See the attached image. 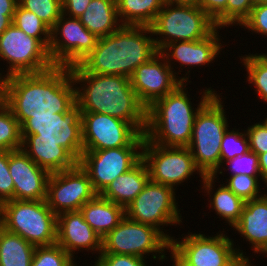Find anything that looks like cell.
Masks as SVG:
<instances>
[{"label":"cell","mask_w":267,"mask_h":266,"mask_svg":"<svg viewBox=\"0 0 267 266\" xmlns=\"http://www.w3.org/2000/svg\"><path fill=\"white\" fill-rule=\"evenodd\" d=\"M5 104L21 125L32 116H56L76 104L70 67L54 66L36 74L7 77Z\"/></svg>","instance_id":"1"},{"label":"cell","mask_w":267,"mask_h":266,"mask_svg":"<svg viewBox=\"0 0 267 266\" xmlns=\"http://www.w3.org/2000/svg\"><path fill=\"white\" fill-rule=\"evenodd\" d=\"M81 112L102 113L129 122L140 134L147 124V108L140 102L130 78L86 72L79 64L70 67ZM79 86V87H78Z\"/></svg>","instance_id":"2"},{"label":"cell","mask_w":267,"mask_h":266,"mask_svg":"<svg viewBox=\"0 0 267 266\" xmlns=\"http://www.w3.org/2000/svg\"><path fill=\"white\" fill-rule=\"evenodd\" d=\"M152 36L149 26L122 25L98 38L96 47L79 65L89 73L130 78L139 65L159 52Z\"/></svg>","instance_id":"3"},{"label":"cell","mask_w":267,"mask_h":266,"mask_svg":"<svg viewBox=\"0 0 267 266\" xmlns=\"http://www.w3.org/2000/svg\"><path fill=\"white\" fill-rule=\"evenodd\" d=\"M180 84L173 92L156 100L147 108L145 139L161 146L188 147L195 118L199 110L217 93L206 87L197 108L192 106V98L185 86Z\"/></svg>","instance_id":"4"},{"label":"cell","mask_w":267,"mask_h":266,"mask_svg":"<svg viewBox=\"0 0 267 266\" xmlns=\"http://www.w3.org/2000/svg\"><path fill=\"white\" fill-rule=\"evenodd\" d=\"M187 234L181 235L183 240L175 236L171 240L172 266H253L249 255L234 245L224 229L215 236L190 231Z\"/></svg>","instance_id":"5"},{"label":"cell","mask_w":267,"mask_h":266,"mask_svg":"<svg viewBox=\"0 0 267 266\" xmlns=\"http://www.w3.org/2000/svg\"><path fill=\"white\" fill-rule=\"evenodd\" d=\"M150 27L158 51L168 43L205 39L218 28L197 3L178 1H165Z\"/></svg>","instance_id":"6"},{"label":"cell","mask_w":267,"mask_h":266,"mask_svg":"<svg viewBox=\"0 0 267 266\" xmlns=\"http://www.w3.org/2000/svg\"><path fill=\"white\" fill-rule=\"evenodd\" d=\"M220 94L216 93L197 113L188 145L196 167L204 176H213L221 167V142L229 128Z\"/></svg>","instance_id":"7"},{"label":"cell","mask_w":267,"mask_h":266,"mask_svg":"<svg viewBox=\"0 0 267 266\" xmlns=\"http://www.w3.org/2000/svg\"><path fill=\"white\" fill-rule=\"evenodd\" d=\"M0 226L34 246L57 242V215L46 200H8L0 204Z\"/></svg>","instance_id":"8"},{"label":"cell","mask_w":267,"mask_h":266,"mask_svg":"<svg viewBox=\"0 0 267 266\" xmlns=\"http://www.w3.org/2000/svg\"><path fill=\"white\" fill-rule=\"evenodd\" d=\"M171 241L157 228L139 223L125 216L122 221L102 239V252L146 258L149 253L157 261H164L165 250ZM153 255V256H152ZM159 256V257H158Z\"/></svg>","instance_id":"9"},{"label":"cell","mask_w":267,"mask_h":266,"mask_svg":"<svg viewBox=\"0 0 267 266\" xmlns=\"http://www.w3.org/2000/svg\"><path fill=\"white\" fill-rule=\"evenodd\" d=\"M22 141H55L78 161L83 153L81 109L75 104L56 116H32L21 125Z\"/></svg>","instance_id":"10"},{"label":"cell","mask_w":267,"mask_h":266,"mask_svg":"<svg viewBox=\"0 0 267 266\" xmlns=\"http://www.w3.org/2000/svg\"><path fill=\"white\" fill-rule=\"evenodd\" d=\"M176 196L173 188L149 179L142 192L125 208V214L133 221L157 228L171 241L173 236L163 227L180 226L183 220Z\"/></svg>","instance_id":"11"},{"label":"cell","mask_w":267,"mask_h":266,"mask_svg":"<svg viewBox=\"0 0 267 266\" xmlns=\"http://www.w3.org/2000/svg\"><path fill=\"white\" fill-rule=\"evenodd\" d=\"M144 134H139L128 146L84 151L78 161L87 172L95 192L100 195L119 175L133 168L142 159Z\"/></svg>","instance_id":"12"},{"label":"cell","mask_w":267,"mask_h":266,"mask_svg":"<svg viewBox=\"0 0 267 266\" xmlns=\"http://www.w3.org/2000/svg\"><path fill=\"white\" fill-rule=\"evenodd\" d=\"M1 60L9 64L6 77L42 73L55 66L48 49L37 38L27 35L13 23L0 35Z\"/></svg>","instance_id":"13"},{"label":"cell","mask_w":267,"mask_h":266,"mask_svg":"<svg viewBox=\"0 0 267 266\" xmlns=\"http://www.w3.org/2000/svg\"><path fill=\"white\" fill-rule=\"evenodd\" d=\"M142 159L147 165L151 181L173 188L199 174L192 153L188 147L161 146L145 139L142 148ZM176 186V187H175Z\"/></svg>","instance_id":"14"},{"label":"cell","mask_w":267,"mask_h":266,"mask_svg":"<svg viewBox=\"0 0 267 266\" xmlns=\"http://www.w3.org/2000/svg\"><path fill=\"white\" fill-rule=\"evenodd\" d=\"M97 41L98 38L80 22L79 18L62 13L50 29V59L55 66L77 65L93 51Z\"/></svg>","instance_id":"15"},{"label":"cell","mask_w":267,"mask_h":266,"mask_svg":"<svg viewBox=\"0 0 267 266\" xmlns=\"http://www.w3.org/2000/svg\"><path fill=\"white\" fill-rule=\"evenodd\" d=\"M97 195L87 172L79 163L71 169L50 174L48 179L46 202L56 215L79 211Z\"/></svg>","instance_id":"16"},{"label":"cell","mask_w":267,"mask_h":266,"mask_svg":"<svg viewBox=\"0 0 267 266\" xmlns=\"http://www.w3.org/2000/svg\"><path fill=\"white\" fill-rule=\"evenodd\" d=\"M83 152L128 146L140 133L129 123L102 113L81 112Z\"/></svg>","instance_id":"17"},{"label":"cell","mask_w":267,"mask_h":266,"mask_svg":"<svg viewBox=\"0 0 267 266\" xmlns=\"http://www.w3.org/2000/svg\"><path fill=\"white\" fill-rule=\"evenodd\" d=\"M130 82L146 108L182 84L160 52L139 65L130 77Z\"/></svg>","instance_id":"18"},{"label":"cell","mask_w":267,"mask_h":266,"mask_svg":"<svg viewBox=\"0 0 267 266\" xmlns=\"http://www.w3.org/2000/svg\"><path fill=\"white\" fill-rule=\"evenodd\" d=\"M218 29L222 30V28H217L205 39L196 41H176L168 43L159 51L166 59L167 64L172 68L176 77L182 83L191 82V80L189 81L191 69L187 70L186 74L181 73L183 72V70H179L177 72L174 70L175 66L172 65L174 64V62L172 61H175V64H180L178 69H182V66L183 68H186L187 66L188 68H193L197 66H208L209 64H211V62L213 63L215 58L219 57V55H222L220 52L224 49V44L220 42L222 39L219 35L220 32ZM179 73L184 76H177L179 75Z\"/></svg>","instance_id":"19"},{"label":"cell","mask_w":267,"mask_h":266,"mask_svg":"<svg viewBox=\"0 0 267 266\" xmlns=\"http://www.w3.org/2000/svg\"><path fill=\"white\" fill-rule=\"evenodd\" d=\"M8 167L14 182V200H46L49 172L22 149L8 151Z\"/></svg>","instance_id":"20"},{"label":"cell","mask_w":267,"mask_h":266,"mask_svg":"<svg viewBox=\"0 0 267 266\" xmlns=\"http://www.w3.org/2000/svg\"><path fill=\"white\" fill-rule=\"evenodd\" d=\"M73 259L75 252L90 251L100 255L102 239L84 220L79 211H67L57 215V242ZM94 252V253H93Z\"/></svg>","instance_id":"21"},{"label":"cell","mask_w":267,"mask_h":266,"mask_svg":"<svg viewBox=\"0 0 267 266\" xmlns=\"http://www.w3.org/2000/svg\"><path fill=\"white\" fill-rule=\"evenodd\" d=\"M233 230L251 244V250L263 255L267 252V192L245 202L239 221Z\"/></svg>","instance_id":"22"},{"label":"cell","mask_w":267,"mask_h":266,"mask_svg":"<svg viewBox=\"0 0 267 266\" xmlns=\"http://www.w3.org/2000/svg\"><path fill=\"white\" fill-rule=\"evenodd\" d=\"M149 179L147 165L141 159L133 168L112 181L100 196L126 208L142 192Z\"/></svg>","instance_id":"23"},{"label":"cell","mask_w":267,"mask_h":266,"mask_svg":"<svg viewBox=\"0 0 267 266\" xmlns=\"http://www.w3.org/2000/svg\"><path fill=\"white\" fill-rule=\"evenodd\" d=\"M21 149L50 174L71 169L78 164V160L55 141H22Z\"/></svg>","instance_id":"24"},{"label":"cell","mask_w":267,"mask_h":266,"mask_svg":"<svg viewBox=\"0 0 267 266\" xmlns=\"http://www.w3.org/2000/svg\"><path fill=\"white\" fill-rule=\"evenodd\" d=\"M202 192H207L206 196L209 195L207 198L208 200L207 206L212 208L216 212V215L221 219H224L225 222L230 226L233 227L240 219L241 213L245 206V201L242 200L240 197L236 196L224 183L218 186L215 190V180L214 176H204L201 180ZM213 194V195H212Z\"/></svg>","instance_id":"25"},{"label":"cell","mask_w":267,"mask_h":266,"mask_svg":"<svg viewBox=\"0 0 267 266\" xmlns=\"http://www.w3.org/2000/svg\"><path fill=\"white\" fill-rule=\"evenodd\" d=\"M80 212L84 220L103 239L126 216L125 208L97 195L86 202Z\"/></svg>","instance_id":"26"},{"label":"cell","mask_w":267,"mask_h":266,"mask_svg":"<svg viewBox=\"0 0 267 266\" xmlns=\"http://www.w3.org/2000/svg\"><path fill=\"white\" fill-rule=\"evenodd\" d=\"M78 18L97 38L106 37L122 26L116 0H91Z\"/></svg>","instance_id":"27"},{"label":"cell","mask_w":267,"mask_h":266,"mask_svg":"<svg viewBox=\"0 0 267 266\" xmlns=\"http://www.w3.org/2000/svg\"><path fill=\"white\" fill-rule=\"evenodd\" d=\"M166 0H116L122 25L151 26Z\"/></svg>","instance_id":"28"},{"label":"cell","mask_w":267,"mask_h":266,"mask_svg":"<svg viewBox=\"0 0 267 266\" xmlns=\"http://www.w3.org/2000/svg\"><path fill=\"white\" fill-rule=\"evenodd\" d=\"M36 246L0 226V266H31Z\"/></svg>","instance_id":"29"},{"label":"cell","mask_w":267,"mask_h":266,"mask_svg":"<svg viewBox=\"0 0 267 266\" xmlns=\"http://www.w3.org/2000/svg\"><path fill=\"white\" fill-rule=\"evenodd\" d=\"M241 57L240 62L247 71L246 82L252 84L256 88L254 89L255 94H258L261 101L267 103V54L249 53Z\"/></svg>","instance_id":"30"},{"label":"cell","mask_w":267,"mask_h":266,"mask_svg":"<svg viewBox=\"0 0 267 266\" xmlns=\"http://www.w3.org/2000/svg\"><path fill=\"white\" fill-rule=\"evenodd\" d=\"M12 23L27 35L37 38L47 49L50 44V28L34 13L16 6Z\"/></svg>","instance_id":"31"},{"label":"cell","mask_w":267,"mask_h":266,"mask_svg":"<svg viewBox=\"0 0 267 266\" xmlns=\"http://www.w3.org/2000/svg\"><path fill=\"white\" fill-rule=\"evenodd\" d=\"M21 148V126L10 108L4 104L0 108V151H12Z\"/></svg>","instance_id":"32"},{"label":"cell","mask_w":267,"mask_h":266,"mask_svg":"<svg viewBox=\"0 0 267 266\" xmlns=\"http://www.w3.org/2000/svg\"><path fill=\"white\" fill-rule=\"evenodd\" d=\"M73 259L57 243L49 246H36L31 266H76Z\"/></svg>","instance_id":"33"},{"label":"cell","mask_w":267,"mask_h":266,"mask_svg":"<svg viewBox=\"0 0 267 266\" xmlns=\"http://www.w3.org/2000/svg\"><path fill=\"white\" fill-rule=\"evenodd\" d=\"M224 183L236 196L242 200L250 201L262 197L265 193L259 187L261 176H250L246 174L229 175ZM261 191V192H260ZM262 193V194H261Z\"/></svg>","instance_id":"34"},{"label":"cell","mask_w":267,"mask_h":266,"mask_svg":"<svg viewBox=\"0 0 267 266\" xmlns=\"http://www.w3.org/2000/svg\"><path fill=\"white\" fill-rule=\"evenodd\" d=\"M236 129L235 127L232 130L228 128L223 135L220 151L221 166L224 162L250 151L249 140L245 130L244 132H239L240 129Z\"/></svg>","instance_id":"35"},{"label":"cell","mask_w":267,"mask_h":266,"mask_svg":"<svg viewBox=\"0 0 267 266\" xmlns=\"http://www.w3.org/2000/svg\"><path fill=\"white\" fill-rule=\"evenodd\" d=\"M18 3L36 14L50 29L62 14V0H18Z\"/></svg>","instance_id":"36"},{"label":"cell","mask_w":267,"mask_h":266,"mask_svg":"<svg viewBox=\"0 0 267 266\" xmlns=\"http://www.w3.org/2000/svg\"><path fill=\"white\" fill-rule=\"evenodd\" d=\"M223 165L228 166L224 168ZM228 170L231 171L230 175L246 174L250 176H261L259 156L252 151H248L246 154L241 156H236L235 158L224 162L213 176L216 180H218V175L220 174L223 176V174H225L224 172Z\"/></svg>","instance_id":"37"},{"label":"cell","mask_w":267,"mask_h":266,"mask_svg":"<svg viewBox=\"0 0 267 266\" xmlns=\"http://www.w3.org/2000/svg\"><path fill=\"white\" fill-rule=\"evenodd\" d=\"M252 8L251 0H227L226 27L236 25L240 27L243 21L250 15Z\"/></svg>","instance_id":"38"},{"label":"cell","mask_w":267,"mask_h":266,"mask_svg":"<svg viewBox=\"0 0 267 266\" xmlns=\"http://www.w3.org/2000/svg\"><path fill=\"white\" fill-rule=\"evenodd\" d=\"M265 118L261 123L254 122L245 130L249 140V149L258 156L267 152V117Z\"/></svg>","instance_id":"39"},{"label":"cell","mask_w":267,"mask_h":266,"mask_svg":"<svg viewBox=\"0 0 267 266\" xmlns=\"http://www.w3.org/2000/svg\"><path fill=\"white\" fill-rule=\"evenodd\" d=\"M246 28L251 34H260L267 37V4L258 5L252 8L250 15L240 25Z\"/></svg>","instance_id":"40"},{"label":"cell","mask_w":267,"mask_h":266,"mask_svg":"<svg viewBox=\"0 0 267 266\" xmlns=\"http://www.w3.org/2000/svg\"><path fill=\"white\" fill-rule=\"evenodd\" d=\"M146 258L113 253H100L93 266H149Z\"/></svg>","instance_id":"41"},{"label":"cell","mask_w":267,"mask_h":266,"mask_svg":"<svg viewBox=\"0 0 267 266\" xmlns=\"http://www.w3.org/2000/svg\"><path fill=\"white\" fill-rule=\"evenodd\" d=\"M14 199V182L8 167V151H0V204Z\"/></svg>","instance_id":"42"},{"label":"cell","mask_w":267,"mask_h":266,"mask_svg":"<svg viewBox=\"0 0 267 266\" xmlns=\"http://www.w3.org/2000/svg\"><path fill=\"white\" fill-rule=\"evenodd\" d=\"M196 3L215 22L218 28L226 27L227 0H198Z\"/></svg>","instance_id":"43"},{"label":"cell","mask_w":267,"mask_h":266,"mask_svg":"<svg viewBox=\"0 0 267 266\" xmlns=\"http://www.w3.org/2000/svg\"><path fill=\"white\" fill-rule=\"evenodd\" d=\"M91 0H62V13L70 17H80Z\"/></svg>","instance_id":"44"},{"label":"cell","mask_w":267,"mask_h":266,"mask_svg":"<svg viewBox=\"0 0 267 266\" xmlns=\"http://www.w3.org/2000/svg\"><path fill=\"white\" fill-rule=\"evenodd\" d=\"M15 12H0V35L12 24Z\"/></svg>","instance_id":"45"},{"label":"cell","mask_w":267,"mask_h":266,"mask_svg":"<svg viewBox=\"0 0 267 266\" xmlns=\"http://www.w3.org/2000/svg\"><path fill=\"white\" fill-rule=\"evenodd\" d=\"M259 167H260V174L261 180L264 183L263 187H267V152L262 153L259 155Z\"/></svg>","instance_id":"46"},{"label":"cell","mask_w":267,"mask_h":266,"mask_svg":"<svg viewBox=\"0 0 267 266\" xmlns=\"http://www.w3.org/2000/svg\"><path fill=\"white\" fill-rule=\"evenodd\" d=\"M18 0H0V12H15Z\"/></svg>","instance_id":"47"},{"label":"cell","mask_w":267,"mask_h":266,"mask_svg":"<svg viewBox=\"0 0 267 266\" xmlns=\"http://www.w3.org/2000/svg\"><path fill=\"white\" fill-rule=\"evenodd\" d=\"M6 82H7V77H6L5 73H3V71H2V72H0V108L5 104Z\"/></svg>","instance_id":"48"},{"label":"cell","mask_w":267,"mask_h":266,"mask_svg":"<svg viewBox=\"0 0 267 266\" xmlns=\"http://www.w3.org/2000/svg\"><path fill=\"white\" fill-rule=\"evenodd\" d=\"M253 7L262 5V4H267V0H251Z\"/></svg>","instance_id":"49"},{"label":"cell","mask_w":267,"mask_h":266,"mask_svg":"<svg viewBox=\"0 0 267 266\" xmlns=\"http://www.w3.org/2000/svg\"><path fill=\"white\" fill-rule=\"evenodd\" d=\"M168 1H178V2H197L198 0H168Z\"/></svg>","instance_id":"50"}]
</instances>
